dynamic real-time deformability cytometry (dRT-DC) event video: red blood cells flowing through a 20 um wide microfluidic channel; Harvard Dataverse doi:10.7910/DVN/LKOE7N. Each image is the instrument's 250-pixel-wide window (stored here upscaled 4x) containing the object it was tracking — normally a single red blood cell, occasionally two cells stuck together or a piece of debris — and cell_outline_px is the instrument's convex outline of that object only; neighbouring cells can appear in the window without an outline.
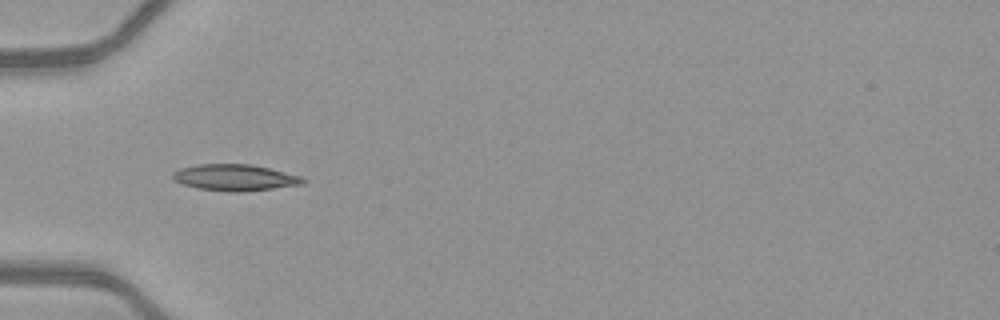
{"species": "common noctule bat (a hibernating species)", "species_latin": "Nyctalus noctula", "temperature_condition": "warm", "stored_images_in_passage": 34, "camera_frame_rate_fps": 3000, "um_per_image_px": 0.085, "animal": {"sex": "female", "body_mass_g": 21.9}, "frame": {"image": 1, "passage_image": 1, "time_ms": 0.0, "image_size_px": [1000, 320], "cell_outline_px": [[308, 180], [304, 184], [244, 192], [232, 192], [200, 188], [184, 184], [172, 180], [172, 172], [180, 168], [196, 164], [252, 164], [300, 176]], "centroid_in_image_um": [19.97, 15.09], "position_along_channel_um": 65.0, "area_um2": 20.0}}
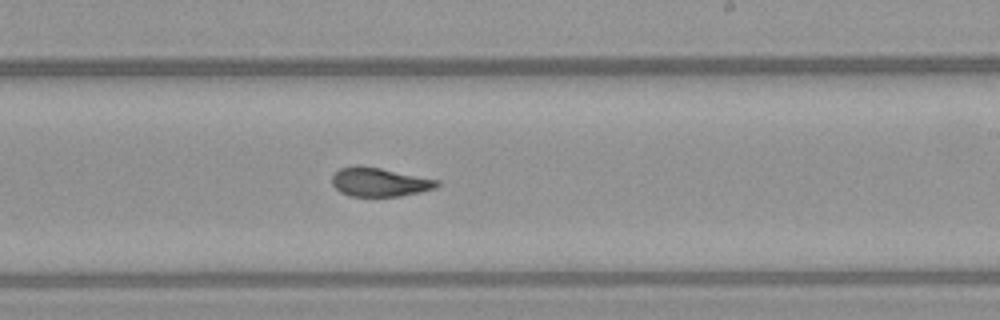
{"frame": {"image": 2, "passage_image": 15, "time_ms": 4.667, "image_size_px": [1000, 320], "cell_outline_px": [[440, 184], [436, 188], [420, 192], [400, 196], [352, 196], [340, 192], [332, 184], [332, 176], [340, 168], [356, 164], [380, 168], [440, 180]], "centroid_in_image_um": [32.26, 15.47], "position_along_channel_um": 256.7, "area_um2": 17.69}}
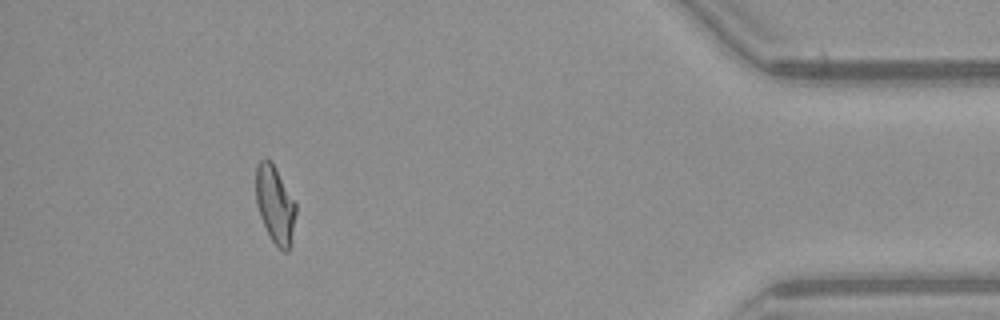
{"frame": {"image": 3, "passage_image": 30, "time_ms": 9.667, "image_size_px": [1000, 320], "cell_outline_px": [[296, 212], [292, 244], [288, 252], [284, 252], [272, 240], [260, 216], [256, 204], [256, 168], [260, 160], [264, 156], [272, 160], [296, 204]], "centroid_in_image_um": [23.39, 17.36], "position_along_channel_um": 411.8, "area_um2": 18.21}, "authors_computed_cell_mechanics": {"area_um2": 18.2359, "velocity_mm_per_s": 4.1478, "shape_relaxation_time_tau1_ms": 3.2957, "shape_relaxation_time_tau2_ms": 1.4849, "deformation_change_tau1": 0.1521, "deformation_change_tau2": 0.0797}}